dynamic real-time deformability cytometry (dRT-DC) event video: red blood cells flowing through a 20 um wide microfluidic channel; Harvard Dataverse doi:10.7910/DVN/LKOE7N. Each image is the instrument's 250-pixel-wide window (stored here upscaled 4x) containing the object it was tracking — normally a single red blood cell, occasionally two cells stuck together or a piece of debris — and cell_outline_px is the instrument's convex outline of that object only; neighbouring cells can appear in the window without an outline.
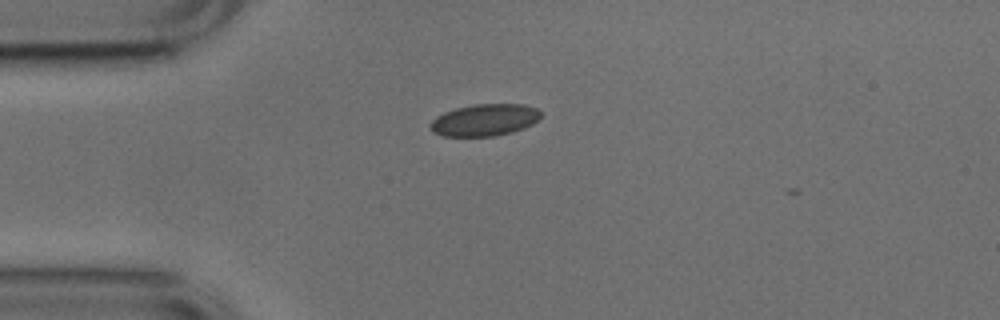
{"species": "common noctule bat (a hibernating species)", "species_latin": "Nyctalus noctula", "temperature_condition": "cold", "stored_images_in_passage": 3, "camera_frame_rate_fps": 3000, "um_per_image_px": 0.085, "animal": {"sex": "male", "body_mass_g": 17.9, "forearm_length_mm": 54.2}, "frame": {"image": 1, "passage_image": 1, "time_ms": 0.0, "image_size_px": [1000, 320], "cell_outline_px": [[540, 116], [532, 124], [524, 128], [512, 132], [496, 136], [444, 136], [432, 132], [428, 128], [428, 124], [436, 116], [444, 112], [456, 108], [476, 104], [524, 104], [536, 108], [540, 112]], "centroid_in_image_um": [41.14, 10.2], "position_along_channel_um": 43.9, "area_um2": 20.63}}